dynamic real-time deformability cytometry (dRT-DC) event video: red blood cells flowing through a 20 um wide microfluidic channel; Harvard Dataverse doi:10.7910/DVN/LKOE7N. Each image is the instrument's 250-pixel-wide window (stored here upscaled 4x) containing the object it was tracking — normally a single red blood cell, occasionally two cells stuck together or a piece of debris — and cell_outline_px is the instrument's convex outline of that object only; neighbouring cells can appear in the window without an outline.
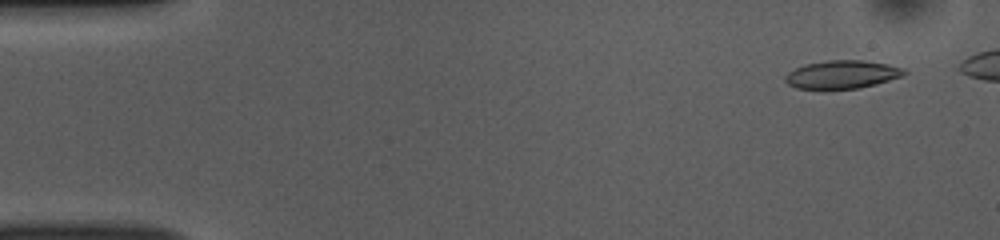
{"species": "common noctule bat (a hibernating species)", "species_latin": "Nyctalus noctula", "temperature_condition": "room temperature", "stored_images_in_passage": 45, "camera_frame_rate_fps": 3000, "um_per_image_px": 0.085, "animal": {"sex": "female", "body_mass_g": 10.0, "forearm_length_mm": 53.1}, "frame": {"image": 1, "passage_image": 3, "time_ms": 0.667, "image_size_px": [1000, 240], "cell_outline_px": [[908, 72], [904, 76], [876, 84], [860, 88], [824, 92], [796, 88], [788, 84], [784, 80], [784, 76], [788, 72], [804, 64], [828, 60], [864, 60], [888, 64], [904, 68]], "centroid_in_image_um": [71.55, 6.37], "position_along_channel_um": 13.5, "area_um2": 20.46}}
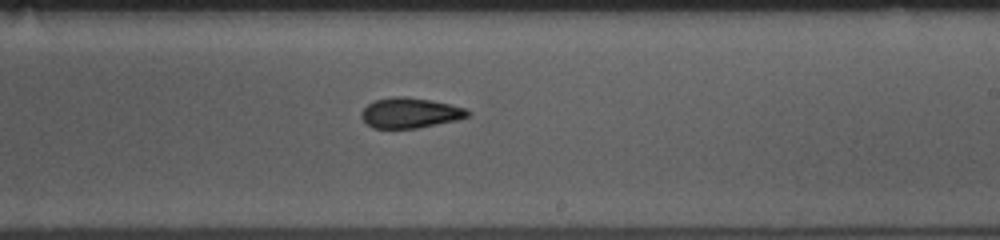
{"frame": {"image": 2, "passage_image": 30, "time_ms": 9.667, "image_size_px": [1000, 240], "cell_outline_px": [[472, 112], [468, 116], [460, 120], [416, 128], [372, 128], [360, 116], [360, 112], [368, 104], [376, 100], [396, 96], [404, 96], [432, 100], [464, 108]], "centroid_in_image_um": [34.87, 9.6], "position_along_channel_um": 254.1, "area_um2": 18.73}}
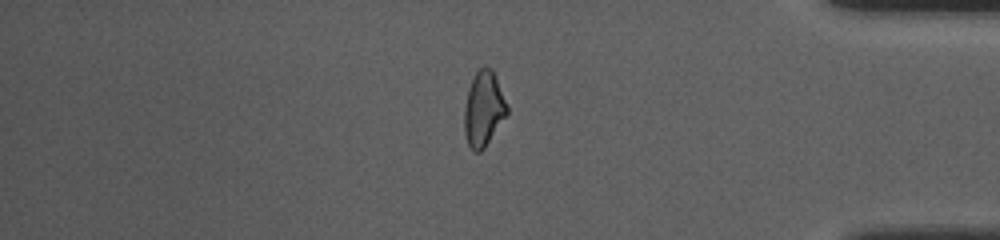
{"frame": {"image": 3, "passage_image": 43, "time_ms": 14.0, "image_size_px": [1000, 240], "cell_outline_px": [[508, 112], [484, 148], [480, 152], [472, 152], [468, 144], [464, 132], [464, 108], [468, 88], [476, 72], [480, 68], [492, 68], [508, 108]], "centroid_in_image_um": [41.08, 9.29], "position_along_channel_um": 394.1, "area_um2": 18.38}}